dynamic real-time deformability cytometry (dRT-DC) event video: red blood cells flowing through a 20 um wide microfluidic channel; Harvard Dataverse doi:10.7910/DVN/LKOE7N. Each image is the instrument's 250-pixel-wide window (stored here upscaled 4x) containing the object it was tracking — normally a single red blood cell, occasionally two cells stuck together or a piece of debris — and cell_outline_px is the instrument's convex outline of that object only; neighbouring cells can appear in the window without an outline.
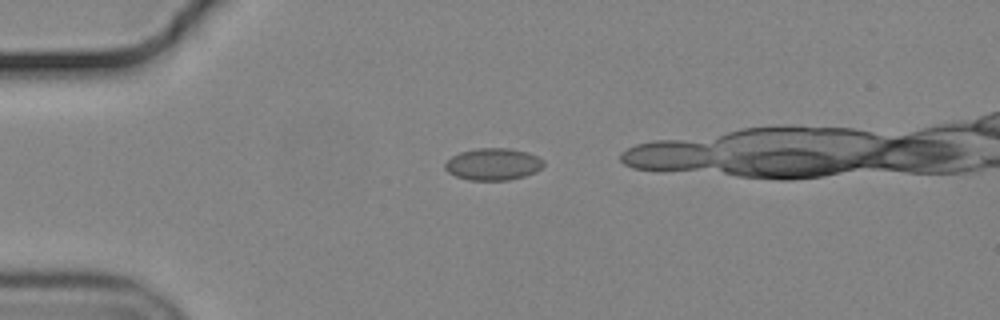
{"species": "common noctule bat (a hibernating species)", "species_latin": "Nyctalus noctula", "temperature_condition": "cold", "stored_images_in_passage": 17, "camera_frame_rate_fps": 3000, "um_per_image_px": 0.085, "animal": {"sex": "male", "body_mass_g": 19.2, "forearm_length_mm": 51.8}, "frame": {"image": 1, "passage_image": 6, "time_ms": 1.667, "image_size_px": [1000, 320], "cell_outline_px": [[544, 164], [536, 172], [524, 176], [508, 180], [468, 180], [456, 176], [448, 172], [444, 168], [444, 164], [452, 156], [460, 152], [476, 148], [508, 148], [528, 152], [544, 160]], "centroid_in_image_um": [41.91, 13.95], "position_along_channel_um": 43.1, "area_um2": 18.38}}
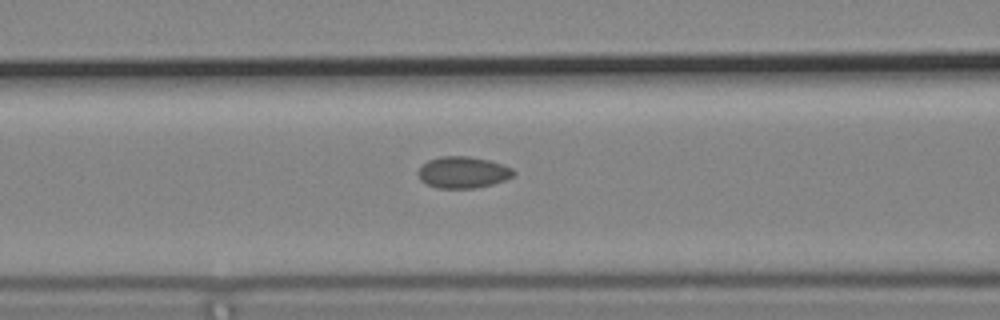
{"frame": {"image": 2, "passage_image": 15, "time_ms": 4.667, "image_size_px": [1000, 320], "cell_outline_px": [[516, 172], [512, 176], [504, 180], [492, 184], [472, 188], [436, 188], [420, 180], [420, 168], [428, 160], [440, 156], [468, 156], [488, 160], [512, 168]], "centroid_in_image_um": [39.36, 14.64], "position_along_channel_um": 127.2, "area_um2": 17.22}}